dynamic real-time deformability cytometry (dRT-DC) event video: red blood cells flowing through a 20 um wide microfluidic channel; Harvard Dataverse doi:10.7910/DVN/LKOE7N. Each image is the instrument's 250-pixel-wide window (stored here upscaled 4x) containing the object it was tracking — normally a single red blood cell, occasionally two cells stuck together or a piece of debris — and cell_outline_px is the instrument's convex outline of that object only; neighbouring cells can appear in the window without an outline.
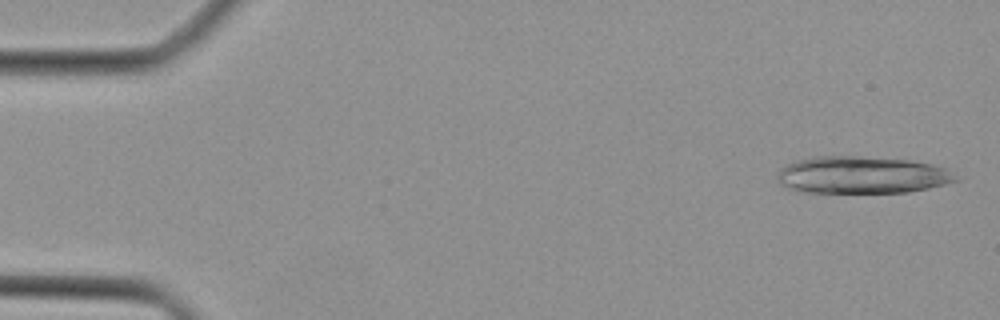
{"species": "Egyptian fruit bat (a non-hibernating species)", "species_latin": "Rousettus aegyptiacus", "temperature_condition": "cold", "stored_images_in_passage": 42, "camera_frame_rate_fps": 3000, "um_per_image_px": 0.085, "animal": {"sex": "female"}, "frame": {"image": 1, "passage_image": 1, "time_ms": 0.0, "image_size_px": [1000, 320], "cell_outline_px": [[960, 180], [928, 188], [908, 192], [804, 192], [788, 188], [780, 184], [776, 180], [776, 176], [780, 168], [784, 164], [796, 160], [812, 156], [856, 156], [908, 160], [932, 164], [944, 168]], "centroid_in_image_um": [73.17, 14.87], "position_along_channel_um": 11.8, "area_um2": 38.61}}
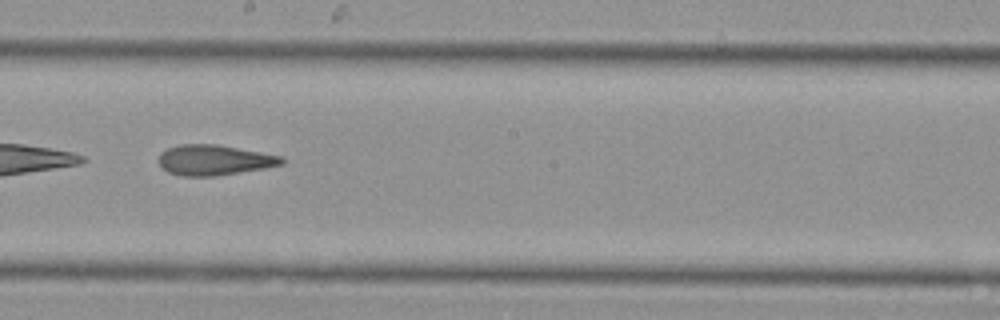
{"frame": {"image": 2, "passage_image": 24, "time_ms": 7.667, "image_size_px": [1000, 320], "cell_outline_px": [[284, 164], [264, 168], [212, 176], [184, 176], [168, 172], [160, 168], [160, 152], [168, 148], [180, 144], [216, 144], [284, 156]], "centroid_in_image_um": [18.21, 13.59], "position_along_channel_um": 230.0, "area_um2": 21.68}}
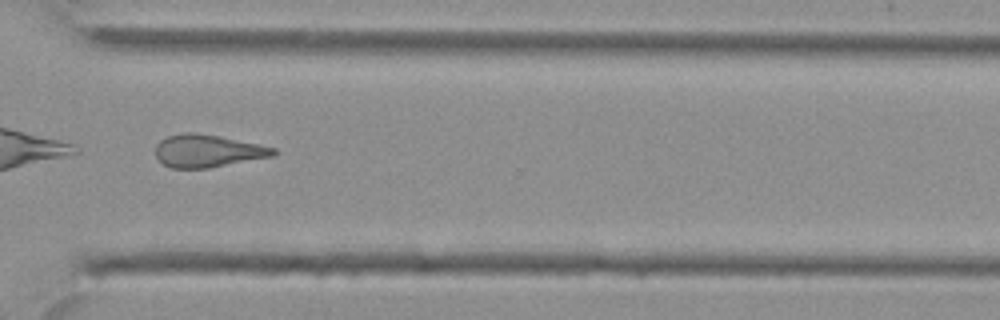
{"frame": {"image": 3, "passage_image": 32, "time_ms": 10.333, "image_size_px": [1000, 320], "cell_outline_px": [[276, 152], [272, 156], [208, 168], [172, 168], [164, 164], [156, 156], [156, 144], [160, 140], [168, 136], [184, 132], [192, 132], [220, 136], [276, 148]], "centroid_in_image_um": [17.62, 12.82], "position_along_channel_um": 353.0, "area_um2": 22.14}}